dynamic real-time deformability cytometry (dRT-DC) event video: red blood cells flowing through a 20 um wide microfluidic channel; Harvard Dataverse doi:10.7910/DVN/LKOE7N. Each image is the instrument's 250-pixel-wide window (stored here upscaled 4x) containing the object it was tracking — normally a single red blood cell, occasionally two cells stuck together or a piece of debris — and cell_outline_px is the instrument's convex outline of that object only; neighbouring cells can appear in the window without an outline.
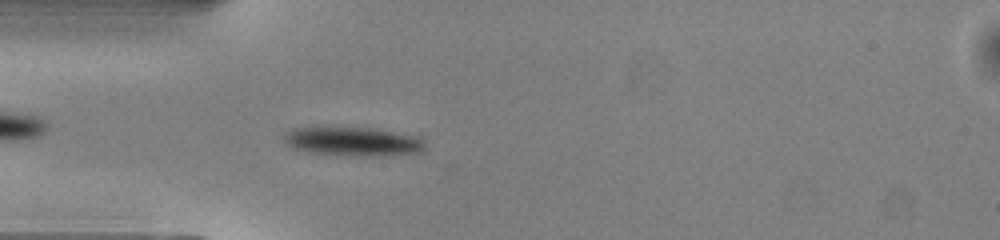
{"species": "common noctule bat (a hibernating species)", "species_latin": "Nyctalus noctula", "temperature_condition": "warm", "stored_images_in_passage": 40, "camera_frame_rate_fps": 3000, "um_per_image_px": 0.085, "animal": {"sex": "male", "body_mass_g": 13.0, "forearm_length_mm": 53.1}, "frame": {"image": 1, "passage_image": 4, "time_ms": 1.0, "image_size_px": [1000, 240], "cell_outline_px": [[424, 148], [420, 152], [380, 156], [348, 156], [308, 152], [292, 148], [284, 140], [284, 132], [292, 128], [316, 124], [332, 124], [372, 128], [420, 136], [424, 140]], "centroid_in_image_um": [29.9, 11.96], "position_along_channel_um": 55.1, "area_um2": 25.2}}
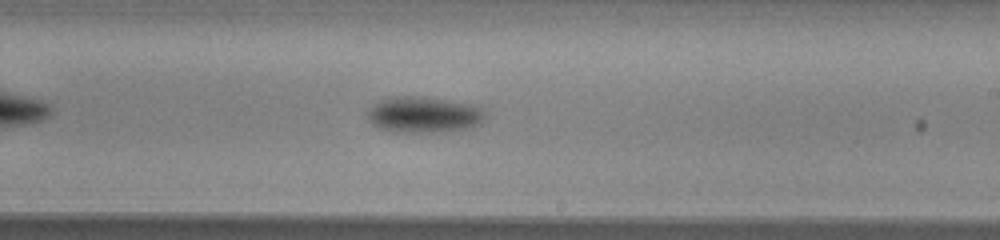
{"frame": {"image": 2, "passage_image": 19, "time_ms": 6.0, "image_size_px": [1000, 240], "cell_outline_px": [[484, 120], [480, 124], [472, 128], [440, 132], [396, 132], [380, 128], [372, 124], [368, 120], [368, 112], [372, 104], [380, 100], [392, 96], [424, 96], [480, 104], [484, 108]], "centroid_in_image_um": [36.09, 9.73], "position_along_channel_um": 252.9, "area_um2": 25.43}}
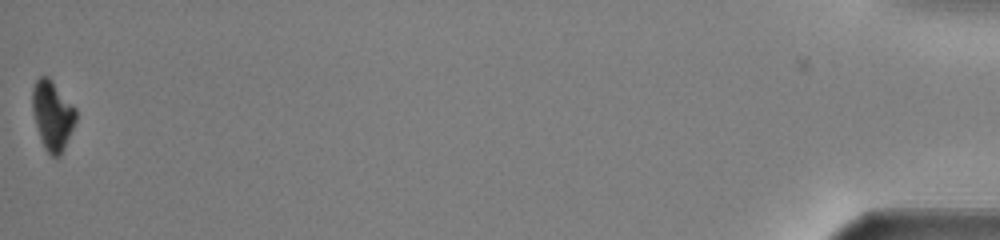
{"frame": {"image": 3, "passage_image": 40, "time_ms": 13.0, "image_size_px": [1000, 240], "cell_outline_px": [[76, 120], [64, 148], [60, 156], [52, 156], [44, 148], [36, 124], [32, 108], [32, 88], [36, 80], [40, 76], [48, 76], [52, 80], [76, 108]], "centroid_in_image_um": [4.46, 9.77], "position_along_channel_um": 430.7, "area_um2": 17.4}, "authors_computed_cell_mechanics": {"area_um2": 23.2067, "velocity_mm_per_s": 4.0567, "shape_relaxation_time_tau1_ms": 1.7282, "shape_relaxation_time_tau2_ms": null, "deformation_change_tau1": 0.102, "deformation_change_tau2": null}}